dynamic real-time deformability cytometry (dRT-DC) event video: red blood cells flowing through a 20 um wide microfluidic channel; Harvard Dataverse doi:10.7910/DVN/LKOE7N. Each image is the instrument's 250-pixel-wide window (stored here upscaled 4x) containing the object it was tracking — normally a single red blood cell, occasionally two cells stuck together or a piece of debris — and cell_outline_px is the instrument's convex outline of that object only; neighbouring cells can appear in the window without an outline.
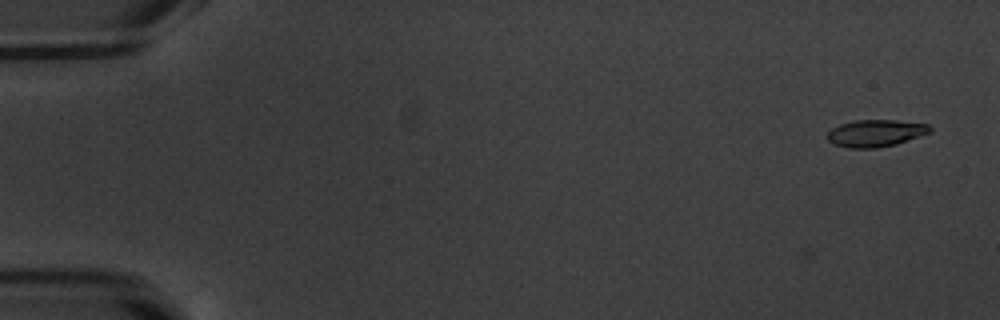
{"species": "common noctule bat (a hibernating species)", "species_latin": "Nyctalus noctula", "temperature_condition": "warm", "stored_images_in_passage": 7, "camera_frame_rate_fps": 3000, "um_per_image_px": 0.085, "animal": {"sex": "male", "body_mass_g": 20.1, "forearm_length_mm": 53.5}, "frame": {"image": 1, "passage_image": 7, "time_ms": 2.0, "image_size_px": [1000, 320], "cell_outline_px": [[932, 132], [896, 144], [876, 148], [848, 148], [832, 144], [824, 136], [832, 128], [840, 124], [856, 120], [896, 120], [928, 124], [932, 128]], "centroid_in_image_um": [74.4, 11.32], "position_along_channel_um": 10.6, "area_um2": 16.36}}